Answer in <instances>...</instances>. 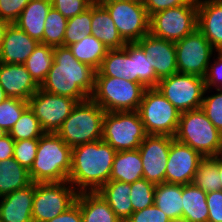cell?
<instances>
[{"mask_svg": "<svg viewBox=\"0 0 222 222\" xmlns=\"http://www.w3.org/2000/svg\"><path fill=\"white\" fill-rule=\"evenodd\" d=\"M95 3L102 4L105 2H113V1H129V0H93Z\"/></svg>", "mask_w": 222, "mask_h": 222, "instance_id": "obj_53", "label": "cell"}, {"mask_svg": "<svg viewBox=\"0 0 222 222\" xmlns=\"http://www.w3.org/2000/svg\"><path fill=\"white\" fill-rule=\"evenodd\" d=\"M95 76H109L133 81V60L126 48L108 49Z\"/></svg>", "mask_w": 222, "mask_h": 222, "instance_id": "obj_31", "label": "cell"}, {"mask_svg": "<svg viewBox=\"0 0 222 222\" xmlns=\"http://www.w3.org/2000/svg\"><path fill=\"white\" fill-rule=\"evenodd\" d=\"M137 43L145 54H148L156 62L154 63V71L159 79L178 72L174 42L157 38L149 33Z\"/></svg>", "mask_w": 222, "mask_h": 222, "instance_id": "obj_18", "label": "cell"}, {"mask_svg": "<svg viewBox=\"0 0 222 222\" xmlns=\"http://www.w3.org/2000/svg\"><path fill=\"white\" fill-rule=\"evenodd\" d=\"M197 12V0L156 12L150 16L149 33L175 43L197 28Z\"/></svg>", "mask_w": 222, "mask_h": 222, "instance_id": "obj_9", "label": "cell"}, {"mask_svg": "<svg viewBox=\"0 0 222 222\" xmlns=\"http://www.w3.org/2000/svg\"><path fill=\"white\" fill-rule=\"evenodd\" d=\"M8 133L0 127V139H2L3 137H5Z\"/></svg>", "mask_w": 222, "mask_h": 222, "instance_id": "obj_54", "label": "cell"}, {"mask_svg": "<svg viewBox=\"0 0 222 222\" xmlns=\"http://www.w3.org/2000/svg\"><path fill=\"white\" fill-rule=\"evenodd\" d=\"M107 49H121L126 42L119 34L109 12L102 5L92 3V33Z\"/></svg>", "mask_w": 222, "mask_h": 222, "instance_id": "obj_23", "label": "cell"}, {"mask_svg": "<svg viewBox=\"0 0 222 222\" xmlns=\"http://www.w3.org/2000/svg\"><path fill=\"white\" fill-rule=\"evenodd\" d=\"M0 85L10 98L28 101L40 88L23 64L0 62Z\"/></svg>", "mask_w": 222, "mask_h": 222, "instance_id": "obj_17", "label": "cell"}, {"mask_svg": "<svg viewBox=\"0 0 222 222\" xmlns=\"http://www.w3.org/2000/svg\"><path fill=\"white\" fill-rule=\"evenodd\" d=\"M174 139L190 146L204 158L222 154V133L201 108L180 114Z\"/></svg>", "mask_w": 222, "mask_h": 222, "instance_id": "obj_4", "label": "cell"}, {"mask_svg": "<svg viewBox=\"0 0 222 222\" xmlns=\"http://www.w3.org/2000/svg\"><path fill=\"white\" fill-rule=\"evenodd\" d=\"M137 112L147 135L175 136L181 113L157 88L145 89Z\"/></svg>", "mask_w": 222, "mask_h": 222, "instance_id": "obj_7", "label": "cell"}, {"mask_svg": "<svg viewBox=\"0 0 222 222\" xmlns=\"http://www.w3.org/2000/svg\"><path fill=\"white\" fill-rule=\"evenodd\" d=\"M68 47L78 61L91 66L96 71L99 69L108 51L106 46L93 35H88L83 40Z\"/></svg>", "mask_w": 222, "mask_h": 222, "instance_id": "obj_32", "label": "cell"}, {"mask_svg": "<svg viewBox=\"0 0 222 222\" xmlns=\"http://www.w3.org/2000/svg\"><path fill=\"white\" fill-rule=\"evenodd\" d=\"M190 0H143L149 17L156 12L187 4Z\"/></svg>", "mask_w": 222, "mask_h": 222, "instance_id": "obj_47", "label": "cell"}, {"mask_svg": "<svg viewBox=\"0 0 222 222\" xmlns=\"http://www.w3.org/2000/svg\"><path fill=\"white\" fill-rule=\"evenodd\" d=\"M97 192L107 201L122 222H125L133 213L130 183L108 181Z\"/></svg>", "mask_w": 222, "mask_h": 222, "instance_id": "obj_26", "label": "cell"}, {"mask_svg": "<svg viewBox=\"0 0 222 222\" xmlns=\"http://www.w3.org/2000/svg\"><path fill=\"white\" fill-rule=\"evenodd\" d=\"M182 221L208 222L207 193L193 183L182 185Z\"/></svg>", "mask_w": 222, "mask_h": 222, "instance_id": "obj_28", "label": "cell"}, {"mask_svg": "<svg viewBox=\"0 0 222 222\" xmlns=\"http://www.w3.org/2000/svg\"><path fill=\"white\" fill-rule=\"evenodd\" d=\"M31 183L29 171L14 158L0 161V197L25 188Z\"/></svg>", "mask_w": 222, "mask_h": 222, "instance_id": "obj_30", "label": "cell"}, {"mask_svg": "<svg viewBox=\"0 0 222 222\" xmlns=\"http://www.w3.org/2000/svg\"><path fill=\"white\" fill-rule=\"evenodd\" d=\"M35 183L0 197V220L2 222H33L32 205Z\"/></svg>", "mask_w": 222, "mask_h": 222, "instance_id": "obj_19", "label": "cell"}, {"mask_svg": "<svg viewBox=\"0 0 222 222\" xmlns=\"http://www.w3.org/2000/svg\"><path fill=\"white\" fill-rule=\"evenodd\" d=\"M175 49L178 72L202 78L207 72L213 52H217L197 28L175 42Z\"/></svg>", "mask_w": 222, "mask_h": 222, "instance_id": "obj_13", "label": "cell"}, {"mask_svg": "<svg viewBox=\"0 0 222 222\" xmlns=\"http://www.w3.org/2000/svg\"><path fill=\"white\" fill-rule=\"evenodd\" d=\"M45 132L34 112L28 107L8 133L14 141L39 139Z\"/></svg>", "mask_w": 222, "mask_h": 222, "instance_id": "obj_36", "label": "cell"}, {"mask_svg": "<svg viewBox=\"0 0 222 222\" xmlns=\"http://www.w3.org/2000/svg\"><path fill=\"white\" fill-rule=\"evenodd\" d=\"M145 87L123 78L95 76V85L90 97L105 112L137 111Z\"/></svg>", "mask_w": 222, "mask_h": 222, "instance_id": "obj_6", "label": "cell"}, {"mask_svg": "<svg viewBox=\"0 0 222 222\" xmlns=\"http://www.w3.org/2000/svg\"><path fill=\"white\" fill-rule=\"evenodd\" d=\"M216 164L218 167V173L220 176V182L222 185V154L216 155L214 157H210Z\"/></svg>", "mask_w": 222, "mask_h": 222, "instance_id": "obj_51", "label": "cell"}, {"mask_svg": "<svg viewBox=\"0 0 222 222\" xmlns=\"http://www.w3.org/2000/svg\"><path fill=\"white\" fill-rule=\"evenodd\" d=\"M51 8V0H30L14 24L32 39L43 43L45 20Z\"/></svg>", "mask_w": 222, "mask_h": 222, "instance_id": "obj_22", "label": "cell"}, {"mask_svg": "<svg viewBox=\"0 0 222 222\" xmlns=\"http://www.w3.org/2000/svg\"><path fill=\"white\" fill-rule=\"evenodd\" d=\"M182 185L161 183L156 185L154 204L162 210L172 222L182 221Z\"/></svg>", "mask_w": 222, "mask_h": 222, "instance_id": "obj_29", "label": "cell"}, {"mask_svg": "<svg viewBox=\"0 0 222 222\" xmlns=\"http://www.w3.org/2000/svg\"><path fill=\"white\" fill-rule=\"evenodd\" d=\"M96 70L78 61L69 47H54V61L40 89L52 94L88 100L94 91Z\"/></svg>", "mask_w": 222, "mask_h": 222, "instance_id": "obj_1", "label": "cell"}, {"mask_svg": "<svg viewBox=\"0 0 222 222\" xmlns=\"http://www.w3.org/2000/svg\"><path fill=\"white\" fill-rule=\"evenodd\" d=\"M30 0H0V19L13 24Z\"/></svg>", "mask_w": 222, "mask_h": 222, "instance_id": "obj_45", "label": "cell"}, {"mask_svg": "<svg viewBox=\"0 0 222 222\" xmlns=\"http://www.w3.org/2000/svg\"><path fill=\"white\" fill-rule=\"evenodd\" d=\"M174 137L147 135L138 150L143 163V178L158 185L165 182L168 154Z\"/></svg>", "mask_w": 222, "mask_h": 222, "instance_id": "obj_15", "label": "cell"}, {"mask_svg": "<svg viewBox=\"0 0 222 222\" xmlns=\"http://www.w3.org/2000/svg\"><path fill=\"white\" fill-rule=\"evenodd\" d=\"M102 5L109 12L119 34L126 43L138 42L149 34L150 17L143 1H113Z\"/></svg>", "mask_w": 222, "mask_h": 222, "instance_id": "obj_12", "label": "cell"}, {"mask_svg": "<svg viewBox=\"0 0 222 222\" xmlns=\"http://www.w3.org/2000/svg\"><path fill=\"white\" fill-rule=\"evenodd\" d=\"M130 186V199L133 207V212L143 210L144 208H147L154 204V193L156 185L148 182L144 178H141L134 183H131Z\"/></svg>", "mask_w": 222, "mask_h": 222, "instance_id": "obj_39", "label": "cell"}, {"mask_svg": "<svg viewBox=\"0 0 222 222\" xmlns=\"http://www.w3.org/2000/svg\"><path fill=\"white\" fill-rule=\"evenodd\" d=\"M93 0H51V5L67 19L83 13Z\"/></svg>", "mask_w": 222, "mask_h": 222, "instance_id": "obj_42", "label": "cell"}, {"mask_svg": "<svg viewBox=\"0 0 222 222\" xmlns=\"http://www.w3.org/2000/svg\"><path fill=\"white\" fill-rule=\"evenodd\" d=\"M72 148L56 133H44L29 176L34 183L68 181L71 170Z\"/></svg>", "mask_w": 222, "mask_h": 222, "instance_id": "obj_3", "label": "cell"}, {"mask_svg": "<svg viewBox=\"0 0 222 222\" xmlns=\"http://www.w3.org/2000/svg\"><path fill=\"white\" fill-rule=\"evenodd\" d=\"M156 88L182 113L201 108L206 86L200 76L177 72L160 79Z\"/></svg>", "mask_w": 222, "mask_h": 222, "instance_id": "obj_11", "label": "cell"}, {"mask_svg": "<svg viewBox=\"0 0 222 222\" xmlns=\"http://www.w3.org/2000/svg\"><path fill=\"white\" fill-rule=\"evenodd\" d=\"M143 178V163L138 149L115 154L110 181L134 183Z\"/></svg>", "mask_w": 222, "mask_h": 222, "instance_id": "obj_25", "label": "cell"}, {"mask_svg": "<svg viewBox=\"0 0 222 222\" xmlns=\"http://www.w3.org/2000/svg\"><path fill=\"white\" fill-rule=\"evenodd\" d=\"M78 192L68 182L35 183L32 205L33 222H47L65 212L77 198Z\"/></svg>", "mask_w": 222, "mask_h": 222, "instance_id": "obj_10", "label": "cell"}, {"mask_svg": "<svg viewBox=\"0 0 222 222\" xmlns=\"http://www.w3.org/2000/svg\"><path fill=\"white\" fill-rule=\"evenodd\" d=\"M67 20L66 17L52 7L45 20L43 44L53 47L64 46Z\"/></svg>", "mask_w": 222, "mask_h": 222, "instance_id": "obj_37", "label": "cell"}, {"mask_svg": "<svg viewBox=\"0 0 222 222\" xmlns=\"http://www.w3.org/2000/svg\"><path fill=\"white\" fill-rule=\"evenodd\" d=\"M54 61V47L39 43L23 64L35 82L41 86Z\"/></svg>", "mask_w": 222, "mask_h": 222, "instance_id": "obj_33", "label": "cell"}, {"mask_svg": "<svg viewBox=\"0 0 222 222\" xmlns=\"http://www.w3.org/2000/svg\"><path fill=\"white\" fill-rule=\"evenodd\" d=\"M126 53L133 60V82L142 84L145 88H156L160 79L154 71V59L145 54L137 43H126Z\"/></svg>", "mask_w": 222, "mask_h": 222, "instance_id": "obj_27", "label": "cell"}, {"mask_svg": "<svg viewBox=\"0 0 222 222\" xmlns=\"http://www.w3.org/2000/svg\"><path fill=\"white\" fill-rule=\"evenodd\" d=\"M216 93L206 95V89L203 96L201 109L205 112L212 124L222 133V92L216 89Z\"/></svg>", "mask_w": 222, "mask_h": 222, "instance_id": "obj_40", "label": "cell"}, {"mask_svg": "<svg viewBox=\"0 0 222 222\" xmlns=\"http://www.w3.org/2000/svg\"><path fill=\"white\" fill-rule=\"evenodd\" d=\"M8 98L7 94L5 93L4 89L0 85V103Z\"/></svg>", "mask_w": 222, "mask_h": 222, "instance_id": "obj_52", "label": "cell"}, {"mask_svg": "<svg viewBox=\"0 0 222 222\" xmlns=\"http://www.w3.org/2000/svg\"><path fill=\"white\" fill-rule=\"evenodd\" d=\"M104 114L91 98L78 102L56 134L71 148L101 140Z\"/></svg>", "mask_w": 222, "mask_h": 222, "instance_id": "obj_5", "label": "cell"}, {"mask_svg": "<svg viewBox=\"0 0 222 222\" xmlns=\"http://www.w3.org/2000/svg\"><path fill=\"white\" fill-rule=\"evenodd\" d=\"M192 183L206 193L222 190L217 164L210 157L199 163Z\"/></svg>", "mask_w": 222, "mask_h": 222, "instance_id": "obj_35", "label": "cell"}, {"mask_svg": "<svg viewBox=\"0 0 222 222\" xmlns=\"http://www.w3.org/2000/svg\"><path fill=\"white\" fill-rule=\"evenodd\" d=\"M146 136L137 111L105 112L102 140L117 152L138 149Z\"/></svg>", "mask_w": 222, "mask_h": 222, "instance_id": "obj_8", "label": "cell"}, {"mask_svg": "<svg viewBox=\"0 0 222 222\" xmlns=\"http://www.w3.org/2000/svg\"><path fill=\"white\" fill-rule=\"evenodd\" d=\"M15 141L7 134L0 139V161L13 158Z\"/></svg>", "mask_w": 222, "mask_h": 222, "instance_id": "obj_49", "label": "cell"}, {"mask_svg": "<svg viewBox=\"0 0 222 222\" xmlns=\"http://www.w3.org/2000/svg\"><path fill=\"white\" fill-rule=\"evenodd\" d=\"M208 222H222V190L207 193Z\"/></svg>", "mask_w": 222, "mask_h": 222, "instance_id": "obj_46", "label": "cell"}, {"mask_svg": "<svg viewBox=\"0 0 222 222\" xmlns=\"http://www.w3.org/2000/svg\"><path fill=\"white\" fill-rule=\"evenodd\" d=\"M125 222H172L155 204L140 211H134Z\"/></svg>", "mask_w": 222, "mask_h": 222, "instance_id": "obj_44", "label": "cell"}, {"mask_svg": "<svg viewBox=\"0 0 222 222\" xmlns=\"http://www.w3.org/2000/svg\"><path fill=\"white\" fill-rule=\"evenodd\" d=\"M9 24L10 23H8L7 21L0 19V50L2 47L3 40H4L5 32L9 26Z\"/></svg>", "mask_w": 222, "mask_h": 222, "instance_id": "obj_50", "label": "cell"}, {"mask_svg": "<svg viewBox=\"0 0 222 222\" xmlns=\"http://www.w3.org/2000/svg\"><path fill=\"white\" fill-rule=\"evenodd\" d=\"M217 52L216 59L208 65L204 76L207 94L210 93V89L213 87L222 92V51Z\"/></svg>", "mask_w": 222, "mask_h": 222, "instance_id": "obj_43", "label": "cell"}, {"mask_svg": "<svg viewBox=\"0 0 222 222\" xmlns=\"http://www.w3.org/2000/svg\"><path fill=\"white\" fill-rule=\"evenodd\" d=\"M47 222H83L80 206L75 202L65 212Z\"/></svg>", "mask_w": 222, "mask_h": 222, "instance_id": "obj_48", "label": "cell"}, {"mask_svg": "<svg viewBox=\"0 0 222 222\" xmlns=\"http://www.w3.org/2000/svg\"><path fill=\"white\" fill-rule=\"evenodd\" d=\"M76 202L80 206L83 222H122L97 191L78 193Z\"/></svg>", "mask_w": 222, "mask_h": 222, "instance_id": "obj_24", "label": "cell"}, {"mask_svg": "<svg viewBox=\"0 0 222 222\" xmlns=\"http://www.w3.org/2000/svg\"><path fill=\"white\" fill-rule=\"evenodd\" d=\"M203 159L199 152L174 139L168 154L165 182L180 185L192 183L199 163Z\"/></svg>", "mask_w": 222, "mask_h": 222, "instance_id": "obj_16", "label": "cell"}, {"mask_svg": "<svg viewBox=\"0 0 222 222\" xmlns=\"http://www.w3.org/2000/svg\"><path fill=\"white\" fill-rule=\"evenodd\" d=\"M38 44L17 25L9 24L0 50V62L24 64Z\"/></svg>", "mask_w": 222, "mask_h": 222, "instance_id": "obj_21", "label": "cell"}, {"mask_svg": "<svg viewBox=\"0 0 222 222\" xmlns=\"http://www.w3.org/2000/svg\"><path fill=\"white\" fill-rule=\"evenodd\" d=\"M28 107V101L8 97L0 103V127L9 133Z\"/></svg>", "mask_w": 222, "mask_h": 222, "instance_id": "obj_38", "label": "cell"}, {"mask_svg": "<svg viewBox=\"0 0 222 222\" xmlns=\"http://www.w3.org/2000/svg\"><path fill=\"white\" fill-rule=\"evenodd\" d=\"M197 29L216 51H222V0H197Z\"/></svg>", "mask_w": 222, "mask_h": 222, "instance_id": "obj_20", "label": "cell"}, {"mask_svg": "<svg viewBox=\"0 0 222 222\" xmlns=\"http://www.w3.org/2000/svg\"><path fill=\"white\" fill-rule=\"evenodd\" d=\"M77 100L38 89L28 100L29 108L45 133H56L71 114Z\"/></svg>", "mask_w": 222, "mask_h": 222, "instance_id": "obj_14", "label": "cell"}, {"mask_svg": "<svg viewBox=\"0 0 222 222\" xmlns=\"http://www.w3.org/2000/svg\"><path fill=\"white\" fill-rule=\"evenodd\" d=\"M92 33V4L83 13L67 20L64 46L83 40Z\"/></svg>", "mask_w": 222, "mask_h": 222, "instance_id": "obj_34", "label": "cell"}, {"mask_svg": "<svg viewBox=\"0 0 222 222\" xmlns=\"http://www.w3.org/2000/svg\"><path fill=\"white\" fill-rule=\"evenodd\" d=\"M116 150L101 140L72 148L68 182L80 192H96L110 181Z\"/></svg>", "mask_w": 222, "mask_h": 222, "instance_id": "obj_2", "label": "cell"}, {"mask_svg": "<svg viewBox=\"0 0 222 222\" xmlns=\"http://www.w3.org/2000/svg\"><path fill=\"white\" fill-rule=\"evenodd\" d=\"M39 139L15 141L13 158L28 171L36 157Z\"/></svg>", "mask_w": 222, "mask_h": 222, "instance_id": "obj_41", "label": "cell"}]
</instances>
